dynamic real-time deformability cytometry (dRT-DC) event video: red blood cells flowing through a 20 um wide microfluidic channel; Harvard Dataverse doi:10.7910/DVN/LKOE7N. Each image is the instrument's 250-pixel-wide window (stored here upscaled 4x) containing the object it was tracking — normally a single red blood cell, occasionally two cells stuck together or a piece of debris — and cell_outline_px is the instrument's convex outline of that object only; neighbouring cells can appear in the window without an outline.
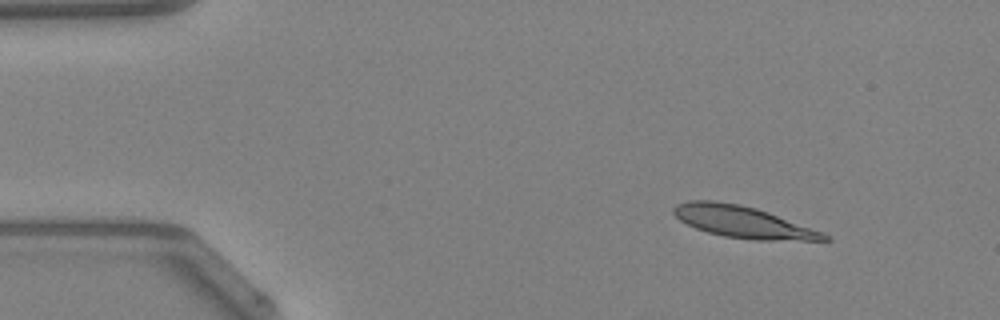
{"species": "Egyptian fruit bat (a non-hibernating species)", "species_latin": "Rousettus aegyptiacus", "temperature_condition": "warm", "stored_images_in_passage": 43, "camera_frame_rate_fps": 3000, "um_per_image_px": 0.085, "animal": {"sex": "female"}, "frame": {"image": 1, "passage_image": 1, "time_ms": 0.0, "image_size_px": [1000, 320], "cell_outline_px": [[832, 240], [756, 240], [724, 236], [708, 232], [696, 228], [680, 220], [672, 212], [672, 208], [676, 204], [688, 200], [712, 200], [740, 204], [756, 208], [768, 212], [820, 232], [828, 236]], "centroid_in_image_um": [63.06, 18.85], "position_along_channel_um": 21.9, "area_um2": 27.34}}
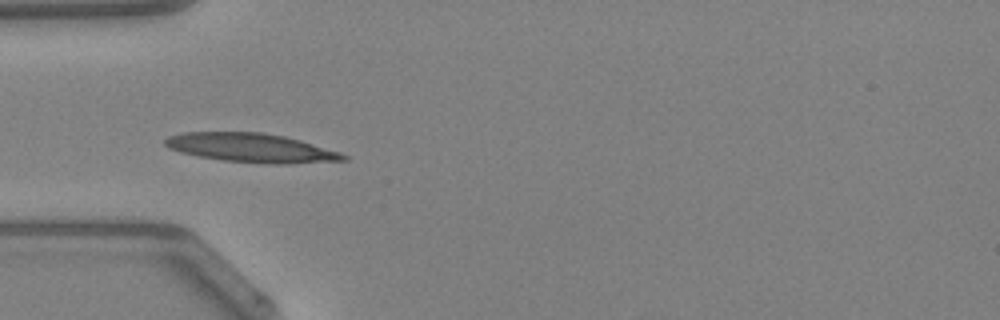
{"frame": {"image": 2, "passage_image": 10, "time_ms": 3.0, "image_size_px": [1000, 320], "cell_outline_px": [[348, 160], [288, 164], [272, 164], [220, 160], [196, 156], [180, 152], [168, 148], [164, 144], [164, 140], [168, 136], [184, 132], [260, 132], [284, 136], [300, 140], [340, 152], [348, 156]], "centroid_in_image_um": [21.33, 12.57], "position_along_channel_um": 63.7, "area_um2": 30.23}}
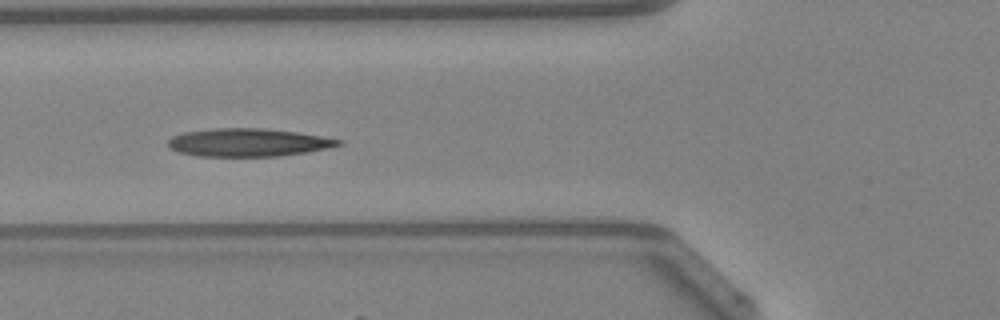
{"frame": {"image": 3, "passage_image": 13, "time_ms": 4.0, "image_size_px": [1000, 320], "cell_outline_px": [[344, 144], [328, 148], [280, 156], [196, 156], [180, 152], [168, 148], [168, 140], [172, 136], [184, 132], [216, 128], [260, 128], [296, 132], [344, 140]], "centroid_in_image_um": [21.08, 12.11], "position_along_channel_um": 104.7, "area_um2": 27.74}}